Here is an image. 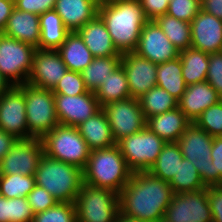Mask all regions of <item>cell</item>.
<instances>
[{
  "mask_svg": "<svg viewBox=\"0 0 222 222\" xmlns=\"http://www.w3.org/2000/svg\"><path fill=\"white\" fill-rule=\"evenodd\" d=\"M44 154L74 165L81 170L87 165L91 150L77 127L58 124L42 139Z\"/></svg>",
  "mask_w": 222,
  "mask_h": 222,
  "instance_id": "5",
  "label": "cell"
},
{
  "mask_svg": "<svg viewBox=\"0 0 222 222\" xmlns=\"http://www.w3.org/2000/svg\"><path fill=\"white\" fill-rule=\"evenodd\" d=\"M143 13L148 20H155L168 11L170 0H139Z\"/></svg>",
  "mask_w": 222,
  "mask_h": 222,
  "instance_id": "47",
  "label": "cell"
},
{
  "mask_svg": "<svg viewBox=\"0 0 222 222\" xmlns=\"http://www.w3.org/2000/svg\"><path fill=\"white\" fill-rule=\"evenodd\" d=\"M36 185L46 189L58 202H73L83 184V170L43 154L35 173Z\"/></svg>",
  "mask_w": 222,
  "mask_h": 222,
  "instance_id": "4",
  "label": "cell"
},
{
  "mask_svg": "<svg viewBox=\"0 0 222 222\" xmlns=\"http://www.w3.org/2000/svg\"><path fill=\"white\" fill-rule=\"evenodd\" d=\"M212 186L222 185V138L214 137L211 149Z\"/></svg>",
  "mask_w": 222,
  "mask_h": 222,
  "instance_id": "44",
  "label": "cell"
},
{
  "mask_svg": "<svg viewBox=\"0 0 222 222\" xmlns=\"http://www.w3.org/2000/svg\"><path fill=\"white\" fill-rule=\"evenodd\" d=\"M183 158L179 145L176 142H167L148 171L152 175L170 183L177 173Z\"/></svg>",
  "mask_w": 222,
  "mask_h": 222,
  "instance_id": "32",
  "label": "cell"
},
{
  "mask_svg": "<svg viewBox=\"0 0 222 222\" xmlns=\"http://www.w3.org/2000/svg\"><path fill=\"white\" fill-rule=\"evenodd\" d=\"M12 85L0 72V96L5 93Z\"/></svg>",
  "mask_w": 222,
  "mask_h": 222,
  "instance_id": "52",
  "label": "cell"
},
{
  "mask_svg": "<svg viewBox=\"0 0 222 222\" xmlns=\"http://www.w3.org/2000/svg\"><path fill=\"white\" fill-rule=\"evenodd\" d=\"M116 222H147V221H143V220H139V219H135V218H130L128 216H124L119 213L117 215Z\"/></svg>",
  "mask_w": 222,
  "mask_h": 222,
  "instance_id": "53",
  "label": "cell"
},
{
  "mask_svg": "<svg viewBox=\"0 0 222 222\" xmlns=\"http://www.w3.org/2000/svg\"><path fill=\"white\" fill-rule=\"evenodd\" d=\"M166 142L145 126L140 132L123 137L117 142L130 170L148 171L155 163Z\"/></svg>",
  "mask_w": 222,
  "mask_h": 222,
  "instance_id": "8",
  "label": "cell"
},
{
  "mask_svg": "<svg viewBox=\"0 0 222 222\" xmlns=\"http://www.w3.org/2000/svg\"><path fill=\"white\" fill-rule=\"evenodd\" d=\"M34 214L53 207L58 201L44 188L35 185L26 197Z\"/></svg>",
  "mask_w": 222,
  "mask_h": 222,
  "instance_id": "41",
  "label": "cell"
},
{
  "mask_svg": "<svg viewBox=\"0 0 222 222\" xmlns=\"http://www.w3.org/2000/svg\"><path fill=\"white\" fill-rule=\"evenodd\" d=\"M213 141L214 137L193 122L176 142L183 157L195 166L206 187L212 186L211 149Z\"/></svg>",
  "mask_w": 222,
  "mask_h": 222,
  "instance_id": "9",
  "label": "cell"
},
{
  "mask_svg": "<svg viewBox=\"0 0 222 222\" xmlns=\"http://www.w3.org/2000/svg\"><path fill=\"white\" fill-rule=\"evenodd\" d=\"M100 0H56L54 10L70 31H78L98 14Z\"/></svg>",
  "mask_w": 222,
  "mask_h": 222,
  "instance_id": "21",
  "label": "cell"
},
{
  "mask_svg": "<svg viewBox=\"0 0 222 222\" xmlns=\"http://www.w3.org/2000/svg\"><path fill=\"white\" fill-rule=\"evenodd\" d=\"M121 59L122 55L94 57L92 62L80 72L86 89L95 93L109 74L121 65Z\"/></svg>",
  "mask_w": 222,
  "mask_h": 222,
  "instance_id": "29",
  "label": "cell"
},
{
  "mask_svg": "<svg viewBox=\"0 0 222 222\" xmlns=\"http://www.w3.org/2000/svg\"><path fill=\"white\" fill-rule=\"evenodd\" d=\"M18 139L0 129V160L9 153L11 147Z\"/></svg>",
  "mask_w": 222,
  "mask_h": 222,
  "instance_id": "49",
  "label": "cell"
},
{
  "mask_svg": "<svg viewBox=\"0 0 222 222\" xmlns=\"http://www.w3.org/2000/svg\"><path fill=\"white\" fill-rule=\"evenodd\" d=\"M100 106L110 102L131 98L127 76L122 65L109 74L108 78L95 91Z\"/></svg>",
  "mask_w": 222,
  "mask_h": 222,
  "instance_id": "31",
  "label": "cell"
},
{
  "mask_svg": "<svg viewBox=\"0 0 222 222\" xmlns=\"http://www.w3.org/2000/svg\"><path fill=\"white\" fill-rule=\"evenodd\" d=\"M202 10L222 20V0H202Z\"/></svg>",
  "mask_w": 222,
  "mask_h": 222,
  "instance_id": "50",
  "label": "cell"
},
{
  "mask_svg": "<svg viewBox=\"0 0 222 222\" xmlns=\"http://www.w3.org/2000/svg\"><path fill=\"white\" fill-rule=\"evenodd\" d=\"M40 40L39 49L57 50L70 32L62 22L61 17L53 10L39 16Z\"/></svg>",
  "mask_w": 222,
  "mask_h": 222,
  "instance_id": "27",
  "label": "cell"
},
{
  "mask_svg": "<svg viewBox=\"0 0 222 222\" xmlns=\"http://www.w3.org/2000/svg\"><path fill=\"white\" fill-rule=\"evenodd\" d=\"M165 215L174 222H213L207 187L203 190L173 194Z\"/></svg>",
  "mask_w": 222,
  "mask_h": 222,
  "instance_id": "14",
  "label": "cell"
},
{
  "mask_svg": "<svg viewBox=\"0 0 222 222\" xmlns=\"http://www.w3.org/2000/svg\"><path fill=\"white\" fill-rule=\"evenodd\" d=\"M102 109L116 143L123 137L140 132L146 126L139 99L131 97L110 102L102 106Z\"/></svg>",
  "mask_w": 222,
  "mask_h": 222,
  "instance_id": "11",
  "label": "cell"
},
{
  "mask_svg": "<svg viewBox=\"0 0 222 222\" xmlns=\"http://www.w3.org/2000/svg\"><path fill=\"white\" fill-rule=\"evenodd\" d=\"M191 47L209 54L222 52V20L201 9L191 21Z\"/></svg>",
  "mask_w": 222,
  "mask_h": 222,
  "instance_id": "19",
  "label": "cell"
},
{
  "mask_svg": "<svg viewBox=\"0 0 222 222\" xmlns=\"http://www.w3.org/2000/svg\"><path fill=\"white\" fill-rule=\"evenodd\" d=\"M157 222H174V221L168 218L166 215H163Z\"/></svg>",
  "mask_w": 222,
  "mask_h": 222,
  "instance_id": "54",
  "label": "cell"
},
{
  "mask_svg": "<svg viewBox=\"0 0 222 222\" xmlns=\"http://www.w3.org/2000/svg\"><path fill=\"white\" fill-rule=\"evenodd\" d=\"M173 194L168 182L149 171L135 172L118 193L119 213L130 218L157 222L166 214Z\"/></svg>",
  "mask_w": 222,
  "mask_h": 222,
  "instance_id": "1",
  "label": "cell"
},
{
  "mask_svg": "<svg viewBox=\"0 0 222 222\" xmlns=\"http://www.w3.org/2000/svg\"><path fill=\"white\" fill-rule=\"evenodd\" d=\"M207 199L213 222H222V185L207 187Z\"/></svg>",
  "mask_w": 222,
  "mask_h": 222,
  "instance_id": "46",
  "label": "cell"
},
{
  "mask_svg": "<svg viewBox=\"0 0 222 222\" xmlns=\"http://www.w3.org/2000/svg\"><path fill=\"white\" fill-rule=\"evenodd\" d=\"M14 8V0H0V34L5 29Z\"/></svg>",
  "mask_w": 222,
  "mask_h": 222,
  "instance_id": "48",
  "label": "cell"
},
{
  "mask_svg": "<svg viewBox=\"0 0 222 222\" xmlns=\"http://www.w3.org/2000/svg\"><path fill=\"white\" fill-rule=\"evenodd\" d=\"M53 94H64L77 96L87 93L88 90L84 84L80 72L68 70L64 77L52 89Z\"/></svg>",
  "mask_w": 222,
  "mask_h": 222,
  "instance_id": "40",
  "label": "cell"
},
{
  "mask_svg": "<svg viewBox=\"0 0 222 222\" xmlns=\"http://www.w3.org/2000/svg\"><path fill=\"white\" fill-rule=\"evenodd\" d=\"M220 100L219 94L205 81L188 85L178 100V108L193 123L204 110Z\"/></svg>",
  "mask_w": 222,
  "mask_h": 222,
  "instance_id": "20",
  "label": "cell"
},
{
  "mask_svg": "<svg viewBox=\"0 0 222 222\" xmlns=\"http://www.w3.org/2000/svg\"><path fill=\"white\" fill-rule=\"evenodd\" d=\"M182 64V76L185 84L205 82L209 67V53L192 47L179 51Z\"/></svg>",
  "mask_w": 222,
  "mask_h": 222,
  "instance_id": "28",
  "label": "cell"
},
{
  "mask_svg": "<svg viewBox=\"0 0 222 222\" xmlns=\"http://www.w3.org/2000/svg\"><path fill=\"white\" fill-rule=\"evenodd\" d=\"M134 52L155 64L179 57V50L170 42L155 20H148L143 26Z\"/></svg>",
  "mask_w": 222,
  "mask_h": 222,
  "instance_id": "15",
  "label": "cell"
},
{
  "mask_svg": "<svg viewBox=\"0 0 222 222\" xmlns=\"http://www.w3.org/2000/svg\"><path fill=\"white\" fill-rule=\"evenodd\" d=\"M77 128L91 151L109 148L117 144L112 136L108 119L102 108L78 125Z\"/></svg>",
  "mask_w": 222,
  "mask_h": 222,
  "instance_id": "25",
  "label": "cell"
},
{
  "mask_svg": "<svg viewBox=\"0 0 222 222\" xmlns=\"http://www.w3.org/2000/svg\"><path fill=\"white\" fill-rule=\"evenodd\" d=\"M155 21L179 51L191 47V23L178 20L167 14L158 16Z\"/></svg>",
  "mask_w": 222,
  "mask_h": 222,
  "instance_id": "33",
  "label": "cell"
},
{
  "mask_svg": "<svg viewBox=\"0 0 222 222\" xmlns=\"http://www.w3.org/2000/svg\"><path fill=\"white\" fill-rule=\"evenodd\" d=\"M77 32L94 57L122 55L113 45L106 25L98 14Z\"/></svg>",
  "mask_w": 222,
  "mask_h": 222,
  "instance_id": "23",
  "label": "cell"
},
{
  "mask_svg": "<svg viewBox=\"0 0 222 222\" xmlns=\"http://www.w3.org/2000/svg\"><path fill=\"white\" fill-rule=\"evenodd\" d=\"M44 154L40 138L18 139L0 160V174L35 175Z\"/></svg>",
  "mask_w": 222,
  "mask_h": 222,
  "instance_id": "13",
  "label": "cell"
},
{
  "mask_svg": "<svg viewBox=\"0 0 222 222\" xmlns=\"http://www.w3.org/2000/svg\"><path fill=\"white\" fill-rule=\"evenodd\" d=\"M11 217L10 222H32L34 213L27 198H10Z\"/></svg>",
  "mask_w": 222,
  "mask_h": 222,
  "instance_id": "43",
  "label": "cell"
},
{
  "mask_svg": "<svg viewBox=\"0 0 222 222\" xmlns=\"http://www.w3.org/2000/svg\"><path fill=\"white\" fill-rule=\"evenodd\" d=\"M206 81L222 98V52L209 54Z\"/></svg>",
  "mask_w": 222,
  "mask_h": 222,
  "instance_id": "42",
  "label": "cell"
},
{
  "mask_svg": "<svg viewBox=\"0 0 222 222\" xmlns=\"http://www.w3.org/2000/svg\"><path fill=\"white\" fill-rule=\"evenodd\" d=\"M54 102L59 124L65 126L77 127L102 108L90 91L77 96L54 94Z\"/></svg>",
  "mask_w": 222,
  "mask_h": 222,
  "instance_id": "16",
  "label": "cell"
},
{
  "mask_svg": "<svg viewBox=\"0 0 222 222\" xmlns=\"http://www.w3.org/2000/svg\"><path fill=\"white\" fill-rule=\"evenodd\" d=\"M67 71L57 50L38 48L34 51L27 83L52 90Z\"/></svg>",
  "mask_w": 222,
  "mask_h": 222,
  "instance_id": "17",
  "label": "cell"
},
{
  "mask_svg": "<svg viewBox=\"0 0 222 222\" xmlns=\"http://www.w3.org/2000/svg\"><path fill=\"white\" fill-rule=\"evenodd\" d=\"M192 122L177 107L146 119V126L167 142H177Z\"/></svg>",
  "mask_w": 222,
  "mask_h": 222,
  "instance_id": "24",
  "label": "cell"
},
{
  "mask_svg": "<svg viewBox=\"0 0 222 222\" xmlns=\"http://www.w3.org/2000/svg\"><path fill=\"white\" fill-rule=\"evenodd\" d=\"M32 222H77L73 202H57L53 207L34 214Z\"/></svg>",
  "mask_w": 222,
  "mask_h": 222,
  "instance_id": "37",
  "label": "cell"
},
{
  "mask_svg": "<svg viewBox=\"0 0 222 222\" xmlns=\"http://www.w3.org/2000/svg\"><path fill=\"white\" fill-rule=\"evenodd\" d=\"M98 15L120 54L136 50L141 30L148 21L139 0H100Z\"/></svg>",
  "mask_w": 222,
  "mask_h": 222,
  "instance_id": "2",
  "label": "cell"
},
{
  "mask_svg": "<svg viewBox=\"0 0 222 222\" xmlns=\"http://www.w3.org/2000/svg\"><path fill=\"white\" fill-rule=\"evenodd\" d=\"M194 123L210 136L220 137L222 134V100L204 110Z\"/></svg>",
  "mask_w": 222,
  "mask_h": 222,
  "instance_id": "38",
  "label": "cell"
},
{
  "mask_svg": "<svg viewBox=\"0 0 222 222\" xmlns=\"http://www.w3.org/2000/svg\"><path fill=\"white\" fill-rule=\"evenodd\" d=\"M169 185L174 194L193 192L206 188L195 166L185 158H183L177 173Z\"/></svg>",
  "mask_w": 222,
  "mask_h": 222,
  "instance_id": "35",
  "label": "cell"
},
{
  "mask_svg": "<svg viewBox=\"0 0 222 222\" xmlns=\"http://www.w3.org/2000/svg\"><path fill=\"white\" fill-rule=\"evenodd\" d=\"M145 119L178 107V100L157 85L139 98Z\"/></svg>",
  "mask_w": 222,
  "mask_h": 222,
  "instance_id": "34",
  "label": "cell"
},
{
  "mask_svg": "<svg viewBox=\"0 0 222 222\" xmlns=\"http://www.w3.org/2000/svg\"><path fill=\"white\" fill-rule=\"evenodd\" d=\"M202 0H170L167 15L191 23L202 9Z\"/></svg>",
  "mask_w": 222,
  "mask_h": 222,
  "instance_id": "39",
  "label": "cell"
},
{
  "mask_svg": "<svg viewBox=\"0 0 222 222\" xmlns=\"http://www.w3.org/2000/svg\"><path fill=\"white\" fill-rule=\"evenodd\" d=\"M56 0H14L16 9L41 15L53 10Z\"/></svg>",
  "mask_w": 222,
  "mask_h": 222,
  "instance_id": "45",
  "label": "cell"
},
{
  "mask_svg": "<svg viewBox=\"0 0 222 222\" xmlns=\"http://www.w3.org/2000/svg\"><path fill=\"white\" fill-rule=\"evenodd\" d=\"M28 139H42L59 124L57 119L54 94L44 89L24 83Z\"/></svg>",
  "mask_w": 222,
  "mask_h": 222,
  "instance_id": "6",
  "label": "cell"
},
{
  "mask_svg": "<svg viewBox=\"0 0 222 222\" xmlns=\"http://www.w3.org/2000/svg\"><path fill=\"white\" fill-rule=\"evenodd\" d=\"M0 129L17 139H28L24 84L12 85L0 96Z\"/></svg>",
  "mask_w": 222,
  "mask_h": 222,
  "instance_id": "12",
  "label": "cell"
},
{
  "mask_svg": "<svg viewBox=\"0 0 222 222\" xmlns=\"http://www.w3.org/2000/svg\"><path fill=\"white\" fill-rule=\"evenodd\" d=\"M182 72V64L179 57L158 64L157 86L166 90L176 100H179L187 87Z\"/></svg>",
  "mask_w": 222,
  "mask_h": 222,
  "instance_id": "30",
  "label": "cell"
},
{
  "mask_svg": "<svg viewBox=\"0 0 222 222\" xmlns=\"http://www.w3.org/2000/svg\"><path fill=\"white\" fill-rule=\"evenodd\" d=\"M2 33L38 49L40 40L39 15L14 8Z\"/></svg>",
  "mask_w": 222,
  "mask_h": 222,
  "instance_id": "22",
  "label": "cell"
},
{
  "mask_svg": "<svg viewBox=\"0 0 222 222\" xmlns=\"http://www.w3.org/2000/svg\"><path fill=\"white\" fill-rule=\"evenodd\" d=\"M121 65L125 70L132 98H141L157 85L158 64L138 56L135 52H126L122 54Z\"/></svg>",
  "mask_w": 222,
  "mask_h": 222,
  "instance_id": "18",
  "label": "cell"
},
{
  "mask_svg": "<svg viewBox=\"0 0 222 222\" xmlns=\"http://www.w3.org/2000/svg\"><path fill=\"white\" fill-rule=\"evenodd\" d=\"M35 185V175L0 174V196L7 199L26 198Z\"/></svg>",
  "mask_w": 222,
  "mask_h": 222,
  "instance_id": "36",
  "label": "cell"
},
{
  "mask_svg": "<svg viewBox=\"0 0 222 222\" xmlns=\"http://www.w3.org/2000/svg\"><path fill=\"white\" fill-rule=\"evenodd\" d=\"M132 174L119 146L115 144L109 148L91 151L83 170V183L119 193Z\"/></svg>",
  "mask_w": 222,
  "mask_h": 222,
  "instance_id": "3",
  "label": "cell"
},
{
  "mask_svg": "<svg viewBox=\"0 0 222 222\" xmlns=\"http://www.w3.org/2000/svg\"><path fill=\"white\" fill-rule=\"evenodd\" d=\"M36 48L0 34V72L11 85L27 83Z\"/></svg>",
  "mask_w": 222,
  "mask_h": 222,
  "instance_id": "10",
  "label": "cell"
},
{
  "mask_svg": "<svg viewBox=\"0 0 222 222\" xmlns=\"http://www.w3.org/2000/svg\"><path fill=\"white\" fill-rule=\"evenodd\" d=\"M10 199L0 196V222H10Z\"/></svg>",
  "mask_w": 222,
  "mask_h": 222,
  "instance_id": "51",
  "label": "cell"
},
{
  "mask_svg": "<svg viewBox=\"0 0 222 222\" xmlns=\"http://www.w3.org/2000/svg\"><path fill=\"white\" fill-rule=\"evenodd\" d=\"M57 51L68 70L74 72H81L94 59L77 31L69 32Z\"/></svg>",
  "mask_w": 222,
  "mask_h": 222,
  "instance_id": "26",
  "label": "cell"
},
{
  "mask_svg": "<svg viewBox=\"0 0 222 222\" xmlns=\"http://www.w3.org/2000/svg\"><path fill=\"white\" fill-rule=\"evenodd\" d=\"M77 222H116L118 193L83 183L75 200Z\"/></svg>",
  "mask_w": 222,
  "mask_h": 222,
  "instance_id": "7",
  "label": "cell"
}]
</instances>
